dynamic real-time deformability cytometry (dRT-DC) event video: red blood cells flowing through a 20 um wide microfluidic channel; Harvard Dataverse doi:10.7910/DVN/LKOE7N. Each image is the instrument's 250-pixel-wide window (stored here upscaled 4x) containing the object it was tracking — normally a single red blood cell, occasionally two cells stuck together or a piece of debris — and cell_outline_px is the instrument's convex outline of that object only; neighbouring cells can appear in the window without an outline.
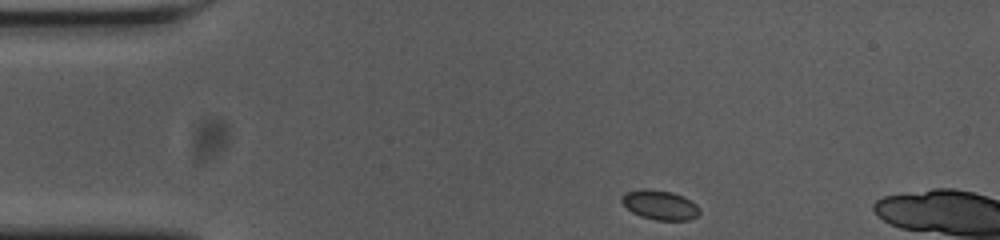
{"species": "common noctule bat (a hibernating species)", "species_latin": "Nyctalus noctula", "temperature_condition": "cold", "stored_images_in_passage": 48, "camera_frame_rate_fps": 3000, "um_per_image_px": 0.085, "animal": {"sex": "female", "body_mass_g": 23.0, "forearm_length_mm": 53.4}, "frame": {"image": 1, "passage_image": 1, "time_ms": 0.0, "image_size_px": [1000, 240], "cell_outline_px": [[700, 212], [696, 216], [688, 220], [656, 220], [640, 216], [632, 212], [620, 200], [628, 192], [648, 188], [672, 192], [696, 204], [700, 208]], "centroid_in_image_um": [56.11, 17.43], "position_along_channel_um": 28.9, "area_um2": 13.06}}
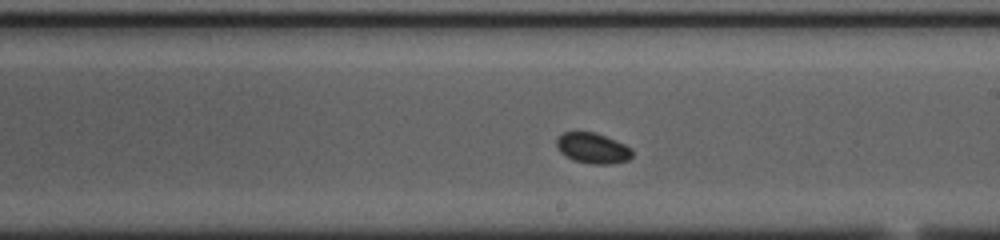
{"frame": {"image": 2, "passage_image": 23, "time_ms": 7.333, "image_size_px": [1000, 240], "cell_outline_px": [[632, 156], [628, 160], [608, 164], [592, 164], [572, 160], [560, 152], [556, 148], [556, 140], [564, 132], [596, 132], [624, 144], [632, 148]], "centroid_in_image_um": [50.37, 12.6], "position_along_channel_um": 238.6, "area_um2": 13.47}}
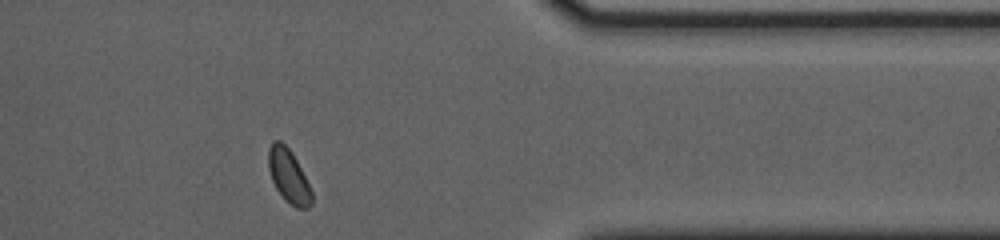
{"frame": {"image": 3, "passage_image": 37, "time_ms": 12.0, "image_size_px": [1000, 240], "cell_outline_px": [[312, 204], [308, 208], [296, 208], [276, 188], [272, 180], [268, 168], [268, 148], [272, 140], [280, 140], [292, 152], [312, 192]], "centroid_in_image_um": [24.51, 14.92], "position_along_channel_um": 386.9, "area_um2": 13.18}, "authors_computed_cell_mechanics": {"area_um2": 13.1784, "velocity_mm_per_s": 3.5976, "shape_relaxation_time_tau1_ms": 1.1437, "shape_relaxation_time_tau2_ms": null, "deformation_change_tau1": 0.0312, "deformation_change_tau2": null}}